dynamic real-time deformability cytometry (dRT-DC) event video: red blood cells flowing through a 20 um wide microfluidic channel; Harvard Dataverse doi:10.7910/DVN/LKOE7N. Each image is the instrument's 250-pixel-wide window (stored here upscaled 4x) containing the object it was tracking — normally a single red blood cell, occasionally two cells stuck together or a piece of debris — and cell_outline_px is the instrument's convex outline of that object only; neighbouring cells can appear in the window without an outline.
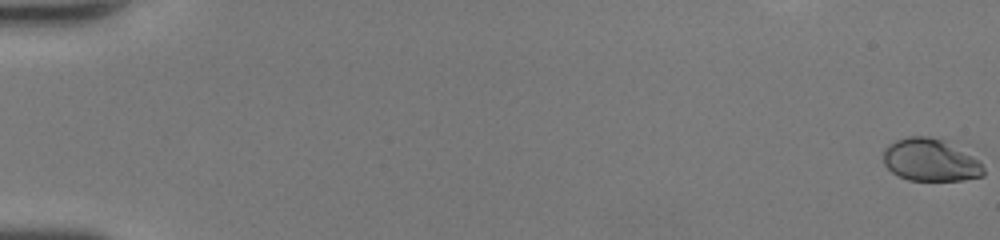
{"species": "human", "species_latin": "Homo sapiens", "temperature_condition": "room temperature", "stored_images_in_passage": 49, "camera_frame_rate_fps": 3000, "um_per_image_px": 0.085, "donor": {"sex": "female"}, "frame": {"image": 1, "passage_image": 1, "time_ms": 0.0, "image_size_px": [1000, 240], "cell_outline_px": [[984, 176], [964, 180], [908, 180], [896, 176], [884, 164], [884, 148], [888, 144], [896, 140], [908, 136], [928, 136], [944, 140], [980, 160], [984, 168]], "centroid_in_image_um": [79.08, 13.61], "position_along_channel_um": 5.9, "area_um2": 24.97}}
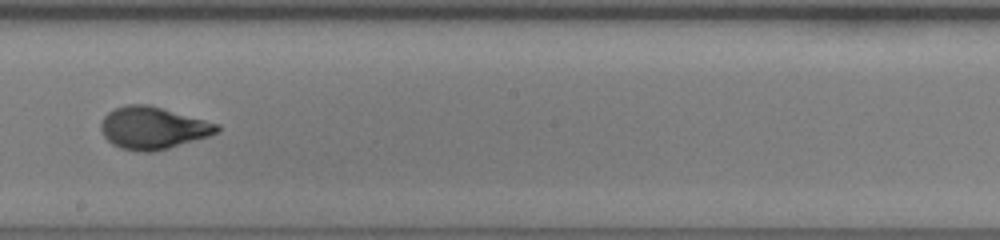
{"frame": {"image": 2, "passage_image": 30, "time_ms": 9.667, "image_size_px": [1000, 240], "cell_outline_px": [[220, 128], [216, 132], [208, 136], [168, 148], [152, 152], [144, 152], [120, 148], [112, 144], [104, 136], [100, 128], [100, 124], [104, 116], [108, 112], [116, 108], [128, 104], [148, 104], [220, 124]], "centroid_in_image_um": [12.97, 10.87], "position_along_channel_um": 235.2, "area_um2": 28.38}}
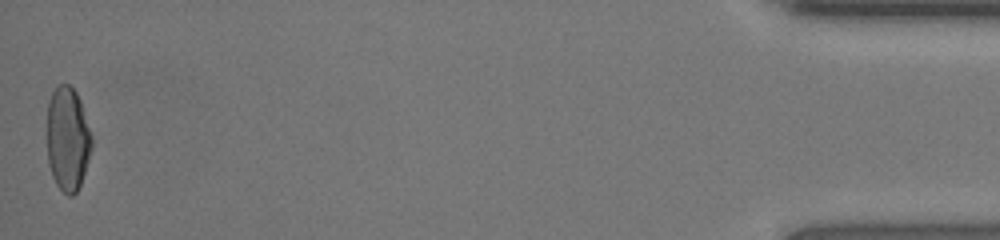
{"frame": {"image": 3, "passage_image": 49, "time_ms": 16.0, "image_size_px": [1000, 240], "cell_outline_px": [[92, 148], [80, 184], [76, 192], [72, 196], [68, 196], [56, 184], [52, 176], [48, 164], [48, 100], [52, 92], [60, 84], [68, 84], [76, 92], [80, 100], [92, 136]], "centroid_in_image_um": [5.75, 11.81], "position_along_channel_um": 429.4, "area_um2": 26.88}, "authors_computed_cell_mechanics": {"area_um2": 27.744, "velocity_mm_per_s": 4.4656, "shape_relaxation_time_tau1_ms": 4.8922, "shape_relaxation_time_tau2_ms": null, "deformation_change_tau1": 0.2181, "deformation_change_tau2": null}}